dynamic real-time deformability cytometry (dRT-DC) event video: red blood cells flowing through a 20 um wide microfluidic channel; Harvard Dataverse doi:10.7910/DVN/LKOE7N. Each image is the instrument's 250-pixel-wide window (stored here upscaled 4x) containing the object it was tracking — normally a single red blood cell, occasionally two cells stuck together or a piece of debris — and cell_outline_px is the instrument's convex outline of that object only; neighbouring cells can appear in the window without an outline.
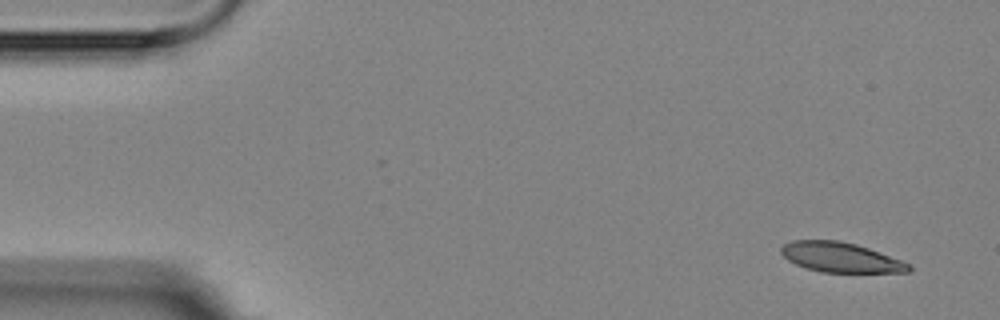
{"species": "Egyptian fruit bat (a non-hibernating species)", "species_latin": "Rousettus aegyptiacus", "temperature_condition": "room temperature", "stored_images_in_passage": 7, "camera_frame_rate_fps": 3000, "um_per_image_px": 0.085, "animal": {"sex": "female"}, "frame": {"image": 1, "passage_image": 1, "time_ms": 0.0, "image_size_px": [1000, 320], "cell_outline_px": [[912, 268], [908, 272], [820, 272], [796, 264], [788, 260], [780, 252], [780, 248], [784, 244], [792, 240], [840, 240], [856, 244], [868, 248], [900, 260], [908, 264]], "centroid_in_image_um": [71.41, 21.86], "position_along_channel_um": 13.6, "area_um2": 21.96}}
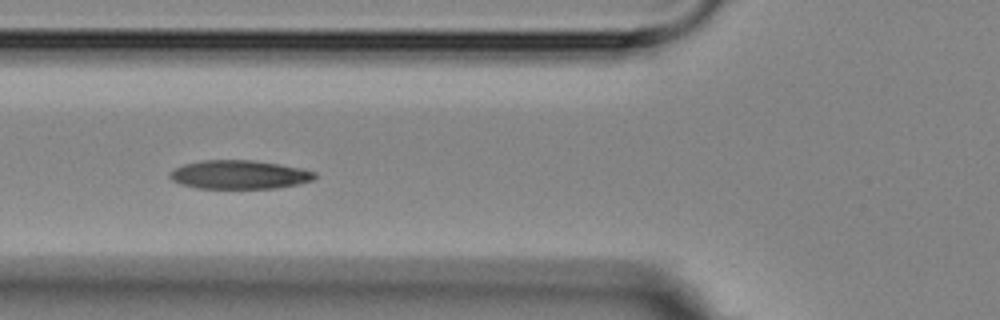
{"frame": {"image": 2, "passage_image": 6, "time_ms": 5.667, "image_size_px": [1000, 320], "cell_outline_px": [[316, 176], [312, 180], [300, 184], [276, 188], [196, 188], [180, 184], [172, 180], [168, 176], [168, 172], [184, 164], [204, 160], [252, 160], [280, 164], [300, 168], [316, 172]], "centroid_in_image_um": [20.33, 14.84], "position_along_channel_um": 105.5, "area_um2": 24.28}}
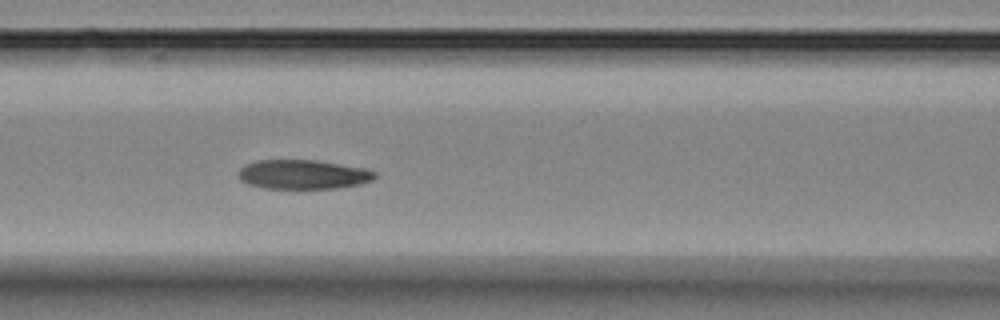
{"frame": {"image": 3, "passage_image": 7, "time_ms": 6.667, "image_size_px": [1000, 320], "cell_outline_px": [[376, 176], [372, 180], [360, 184], [336, 188], [264, 188], [248, 184], [240, 180], [236, 176], [236, 172], [244, 164], [256, 160], [316, 160], [364, 168], [376, 172]], "centroid_in_image_um": [25.69, 14.82], "position_along_channel_um": 140.9, "area_um2": 23.41}}